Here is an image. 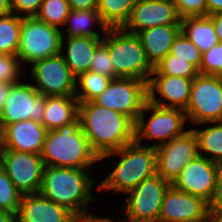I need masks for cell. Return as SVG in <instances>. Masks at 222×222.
Returning a JSON list of instances; mask_svg holds the SVG:
<instances>
[{
  "label": "cell",
  "instance_id": "23",
  "mask_svg": "<svg viewBox=\"0 0 222 222\" xmlns=\"http://www.w3.org/2000/svg\"><path fill=\"white\" fill-rule=\"evenodd\" d=\"M67 55L63 56L72 75L77 79L81 74L90 70L91 62L97 46L102 42L100 38L67 37Z\"/></svg>",
  "mask_w": 222,
  "mask_h": 222
},
{
  "label": "cell",
  "instance_id": "36",
  "mask_svg": "<svg viewBox=\"0 0 222 222\" xmlns=\"http://www.w3.org/2000/svg\"><path fill=\"white\" fill-rule=\"evenodd\" d=\"M20 60L17 55L0 53V82L18 83Z\"/></svg>",
  "mask_w": 222,
  "mask_h": 222
},
{
  "label": "cell",
  "instance_id": "12",
  "mask_svg": "<svg viewBox=\"0 0 222 222\" xmlns=\"http://www.w3.org/2000/svg\"><path fill=\"white\" fill-rule=\"evenodd\" d=\"M0 166L22 195L39 193L45 168L40 154L4 149Z\"/></svg>",
  "mask_w": 222,
  "mask_h": 222
},
{
  "label": "cell",
  "instance_id": "15",
  "mask_svg": "<svg viewBox=\"0 0 222 222\" xmlns=\"http://www.w3.org/2000/svg\"><path fill=\"white\" fill-rule=\"evenodd\" d=\"M158 222H209L208 202L170 185L161 204Z\"/></svg>",
  "mask_w": 222,
  "mask_h": 222
},
{
  "label": "cell",
  "instance_id": "39",
  "mask_svg": "<svg viewBox=\"0 0 222 222\" xmlns=\"http://www.w3.org/2000/svg\"><path fill=\"white\" fill-rule=\"evenodd\" d=\"M208 209L222 211V162L218 163L216 183L211 200L208 203Z\"/></svg>",
  "mask_w": 222,
  "mask_h": 222
},
{
  "label": "cell",
  "instance_id": "14",
  "mask_svg": "<svg viewBox=\"0 0 222 222\" xmlns=\"http://www.w3.org/2000/svg\"><path fill=\"white\" fill-rule=\"evenodd\" d=\"M6 103L0 112V128L6 125L34 120L43 124L45 96L40 95L33 85L25 83L14 84Z\"/></svg>",
  "mask_w": 222,
  "mask_h": 222
},
{
  "label": "cell",
  "instance_id": "44",
  "mask_svg": "<svg viewBox=\"0 0 222 222\" xmlns=\"http://www.w3.org/2000/svg\"><path fill=\"white\" fill-rule=\"evenodd\" d=\"M213 22L215 33L218 37L219 42H222V13L209 15Z\"/></svg>",
  "mask_w": 222,
  "mask_h": 222
},
{
  "label": "cell",
  "instance_id": "38",
  "mask_svg": "<svg viewBox=\"0 0 222 222\" xmlns=\"http://www.w3.org/2000/svg\"><path fill=\"white\" fill-rule=\"evenodd\" d=\"M43 0H11L12 13L26 12L25 16L33 17L40 9Z\"/></svg>",
  "mask_w": 222,
  "mask_h": 222
},
{
  "label": "cell",
  "instance_id": "31",
  "mask_svg": "<svg viewBox=\"0 0 222 222\" xmlns=\"http://www.w3.org/2000/svg\"><path fill=\"white\" fill-rule=\"evenodd\" d=\"M199 70L190 62L182 59H173L172 54H167L155 67L153 75L180 76L184 78H195Z\"/></svg>",
  "mask_w": 222,
  "mask_h": 222
},
{
  "label": "cell",
  "instance_id": "34",
  "mask_svg": "<svg viewBox=\"0 0 222 222\" xmlns=\"http://www.w3.org/2000/svg\"><path fill=\"white\" fill-rule=\"evenodd\" d=\"M199 74L222 77V42L203 53Z\"/></svg>",
  "mask_w": 222,
  "mask_h": 222
},
{
  "label": "cell",
  "instance_id": "18",
  "mask_svg": "<svg viewBox=\"0 0 222 222\" xmlns=\"http://www.w3.org/2000/svg\"><path fill=\"white\" fill-rule=\"evenodd\" d=\"M193 78L180 76L154 75L148 82V101L164 108H178L185 110L190 100ZM157 91L161 98L171 103L168 105L156 98Z\"/></svg>",
  "mask_w": 222,
  "mask_h": 222
},
{
  "label": "cell",
  "instance_id": "43",
  "mask_svg": "<svg viewBox=\"0 0 222 222\" xmlns=\"http://www.w3.org/2000/svg\"><path fill=\"white\" fill-rule=\"evenodd\" d=\"M207 16L222 13V0H206Z\"/></svg>",
  "mask_w": 222,
  "mask_h": 222
},
{
  "label": "cell",
  "instance_id": "32",
  "mask_svg": "<svg viewBox=\"0 0 222 222\" xmlns=\"http://www.w3.org/2000/svg\"><path fill=\"white\" fill-rule=\"evenodd\" d=\"M170 54L173 55V59L186 60L200 70L203 53L182 32L175 38Z\"/></svg>",
  "mask_w": 222,
  "mask_h": 222
},
{
  "label": "cell",
  "instance_id": "3",
  "mask_svg": "<svg viewBox=\"0 0 222 222\" xmlns=\"http://www.w3.org/2000/svg\"><path fill=\"white\" fill-rule=\"evenodd\" d=\"M92 179L87 169L45 166L39 193L75 215L84 214L87 203L94 201Z\"/></svg>",
  "mask_w": 222,
  "mask_h": 222
},
{
  "label": "cell",
  "instance_id": "5",
  "mask_svg": "<svg viewBox=\"0 0 222 222\" xmlns=\"http://www.w3.org/2000/svg\"><path fill=\"white\" fill-rule=\"evenodd\" d=\"M102 39L108 46L109 56L115 68V78L130 77L149 82L154 67L136 34L121 28H108Z\"/></svg>",
  "mask_w": 222,
  "mask_h": 222
},
{
  "label": "cell",
  "instance_id": "35",
  "mask_svg": "<svg viewBox=\"0 0 222 222\" xmlns=\"http://www.w3.org/2000/svg\"><path fill=\"white\" fill-rule=\"evenodd\" d=\"M90 71L115 79V68L109 56L108 46L103 40L95 50Z\"/></svg>",
  "mask_w": 222,
  "mask_h": 222
},
{
  "label": "cell",
  "instance_id": "6",
  "mask_svg": "<svg viewBox=\"0 0 222 222\" xmlns=\"http://www.w3.org/2000/svg\"><path fill=\"white\" fill-rule=\"evenodd\" d=\"M59 28L38 20L35 16H22L17 56L20 61H35L58 55L63 47Z\"/></svg>",
  "mask_w": 222,
  "mask_h": 222
},
{
  "label": "cell",
  "instance_id": "11",
  "mask_svg": "<svg viewBox=\"0 0 222 222\" xmlns=\"http://www.w3.org/2000/svg\"><path fill=\"white\" fill-rule=\"evenodd\" d=\"M171 184L155 175L140 182L126 199L128 222H158L161 204L166 190Z\"/></svg>",
  "mask_w": 222,
  "mask_h": 222
},
{
  "label": "cell",
  "instance_id": "33",
  "mask_svg": "<svg viewBox=\"0 0 222 222\" xmlns=\"http://www.w3.org/2000/svg\"><path fill=\"white\" fill-rule=\"evenodd\" d=\"M22 194L16 189L4 169L0 166V209L16 216Z\"/></svg>",
  "mask_w": 222,
  "mask_h": 222
},
{
  "label": "cell",
  "instance_id": "27",
  "mask_svg": "<svg viewBox=\"0 0 222 222\" xmlns=\"http://www.w3.org/2000/svg\"><path fill=\"white\" fill-rule=\"evenodd\" d=\"M22 24V16L0 17V53L17 55Z\"/></svg>",
  "mask_w": 222,
  "mask_h": 222
},
{
  "label": "cell",
  "instance_id": "25",
  "mask_svg": "<svg viewBox=\"0 0 222 222\" xmlns=\"http://www.w3.org/2000/svg\"><path fill=\"white\" fill-rule=\"evenodd\" d=\"M95 20V21H94ZM71 22L67 28L68 37H91L100 38V35L90 29L92 23L97 22L104 33L108 28L102 22L97 9L93 10H71L66 18L65 24ZM90 26V27H89Z\"/></svg>",
  "mask_w": 222,
  "mask_h": 222
},
{
  "label": "cell",
  "instance_id": "2",
  "mask_svg": "<svg viewBox=\"0 0 222 222\" xmlns=\"http://www.w3.org/2000/svg\"><path fill=\"white\" fill-rule=\"evenodd\" d=\"M40 156L45 166L89 168L100 161L80 127V120L48 130Z\"/></svg>",
  "mask_w": 222,
  "mask_h": 222
},
{
  "label": "cell",
  "instance_id": "45",
  "mask_svg": "<svg viewBox=\"0 0 222 222\" xmlns=\"http://www.w3.org/2000/svg\"><path fill=\"white\" fill-rule=\"evenodd\" d=\"M11 13V0H0V17L10 15Z\"/></svg>",
  "mask_w": 222,
  "mask_h": 222
},
{
  "label": "cell",
  "instance_id": "22",
  "mask_svg": "<svg viewBox=\"0 0 222 222\" xmlns=\"http://www.w3.org/2000/svg\"><path fill=\"white\" fill-rule=\"evenodd\" d=\"M79 101L75 96H45L43 125L54 130L78 118Z\"/></svg>",
  "mask_w": 222,
  "mask_h": 222
},
{
  "label": "cell",
  "instance_id": "47",
  "mask_svg": "<svg viewBox=\"0 0 222 222\" xmlns=\"http://www.w3.org/2000/svg\"><path fill=\"white\" fill-rule=\"evenodd\" d=\"M209 222H222V211L209 210Z\"/></svg>",
  "mask_w": 222,
  "mask_h": 222
},
{
  "label": "cell",
  "instance_id": "37",
  "mask_svg": "<svg viewBox=\"0 0 222 222\" xmlns=\"http://www.w3.org/2000/svg\"><path fill=\"white\" fill-rule=\"evenodd\" d=\"M174 3L181 18L207 15L206 0H174Z\"/></svg>",
  "mask_w": 222,
  "mask_h": 222
},
{
  "label": "cell",
  "instance_id": "24",
  "mask_svg": "<svg viewBox=\"0 0 222 222\" xmlns=\"http://www.w3.org/2000/svg\"><path fill=\"white\" fill-rule=\"evenodd\" d=\"M181 32L192 41L202 53L219 43L213 22L207 15L181 18Z\"/></svg>",
  "mask_w": 222,
  "mask_h": 222
},
{
  "label": "cell",
  "instance_id": "30",
  "mask_svg": "<svg viewBox=\"0 0 222 222\" xmlns=\"http://www.w3.org/2000/svg\"><path fill=\"white\" fill-rule=\"evenodd\" d=\"M70 11L68 0H43L35 17L48 25L58 28L59 25L65 24Z\"/></svg>",
  "mask_w": 222,
  "mask_h": 222
},
{
  "label": "cell",
  "instance_id": "9",
  "mask_svg": "<svg viewBox=\"0 0 222 222\" xmlns=\"http://www.w3.org/2000/svg\"><path fill=\"white\" fill-rule=\"evenodd\" d=\"M152 111L148 122L144 112ZM187 121L185 111L178 108H164L146 102L135 122V142L140 144L143 138L158 139L160 144L169 142L171 139L182 135V130Z\"/></svg>",
  "mask_w": 222,
  "mask_h": 222
},
{
  "label": "cell",
  "instance_id": "48",
  "mask_svg": "<svg viewBox=\"0 0 222 222\" xmlns=\"http://www.w3.org/2000/svg\"><path fill=\"white\" fill-rule=\"evenodd\" d=\"M3 150H4V146H3V134H2V129L0 128V163H1V158H2Z\"/></svg>",
  "mask_w": 222,
  "mask_h": 222
},
{
  "label": "cell",
  "instance_id": "29",
  "mask_svg": "<svg viewBox=\"0 0 222 222\" xmlns=\"http://www.w3.org/2000/svg\"><path fill=\"white\" fill-rule=\"evenodd\" d=\"M76 81L80 85L82 93H75L79 102H91L97 98L109 85L110 79L105 75L93 71H87L81 74Z\"/></svg>",
  "mask_w": 222,
  "mask_h": 222
},
{
  "label": "cell",
  "instance_id": "17",
  "mask_svg": "<svg viewBox=\"0 0 222 222\" xmlns=\"http://www.w3.org/2000/svg\"><path fill=\"white\" fill-rule=\"evenodd\" d=\"M218 163L210 161L199 153L181 171L172 184L176 189L203 198L209 203L211 200L217 174Z\"/></svg>",
  "mask_w": 222,
  "mask_h": 222
},
{
  "label": "cell",
  "instance_id": "4",
  "mask_svg": "<svg viewBox=\"0 0 222 222\" xmlns=\"http://www.w3.org/2000/svg\"><path fill=\"white\" fill-rule=\"evenodd\" d=\"M119 154L121 160L109 176L102 181L98 191L109 189L114 192H129L140 182L155 176L156 150L154 146H141L133 142L117 151L107 153L100 160L109 157L113 153Z\"/></svg>",
  "mask_w": 222,
  "mask_h": 222
},
{
  "label": "cell",
  "instance_id": "41",
  "mask_svg": "<svg viewBox=\"0 0 222 222\" xmlns=\"http://www.w3.org/2000/svg\"><path fill=\"white\" fill-rule=\"evenodd\" d=\"M73 222H114L109 218H100L93 215L90 216L88 213L75 215ZM124 222V221H123Z\"/></svg>",
  "mask_w": 222,
  "mask_h": 222
},
{
  "label": "cell",
  "instance_id": "20",
  "mask_svg": "<svg viewBox=\"0 0 222 222\" xmlns=\"http://www.w3.org/2000/svg\"><path fill=\"white\" fill-rule=\"evenodd\" d=\"M47 131L31 119L6 125L2 129L4 149L40 154Z\"/></svg>",
  "mask_w": 222,
  "mask_h": 222
},
{
  "label": "cell",
  "instance_id": "46",
  "mask_svg": "<svg viewBox=\"0 0 222 222\" xmlns=\"http://www.w3.org/2000/svg\"><path fill=\"white\" fill-rule=\"evenodd\" d=\"M0 222H16L15 215L0 209Z\"/></svg>",
  "mask_w": 222,
  "mask_h": 222
},
{
  "label": "cell",
  "instance_id": "13",
  "mask_svg": "<svg viewBox=\"0 0 222 222\" xmlns=\"http://www.w3.org/2000/svg\"><path fill=\"white\" fill-rule=\"evenodd\" d=\"M31 74L37 82L33 86L43 96H75L76 78L72 75L62 54L32 63Z\"/></svg>",
  "mask_w": 222,
  "mask_h": 222
},
{
  "label": "cell",
  "instance_id": "16",
  "mask_svg": "<svg viewBox=\"0 0 222 222\" xmlns=\"http://www.w3.org/2000/svg\"><path fill=\"white\" fill-rule=\"evenodd\" d=\"M168 24H181L174 0H136L122 28L136 34L141 30Z\"/></svg>",
  "mask_w": 222,
  "mask_h": 222
},
{
  "label": "cell",
  "instance_id": "10",
  "mask_svg": "<svg viewBox=\"0 0 222 222\" xmlns=\"http://www.w3.org/2000/svg\"><path fill=\"white\" fill-rule=\"evenodd\" d=\"M156 150V173L171 185L182 169L199 156L198 140L193 131L185 132L164 144L154 145Z\"/></svg>",
  "mask_w": 222,
  "mask_h": 222
},
{
  "label": "cell",
  "instance_id": "21",
  "mask_svg": "<svg viewBox=\"0 0 222 222\" xmlns=\"http://www.w3.org/2000/svg\"><path fill=\"white\" fill-rule=\"evenodd\" d=\"M181 32V24L155 26L136 33L150 64L155 67L167 54L175 38Z\"/></svg>",
  "mask_w": 222,
  "mask_h": 222
},
{
  "label": "cell",
  "instance_id": "26",
  "mask_svg": "<svg viewBox=\"0 0 222 222\" xmlns=\"http://www.w3.org/2000/svg\"><path fill=\"white\" fill-rule=\"evenodd\" d=\"M136 0H99L97 11L107 28H121L128 21Z\"/></svg>",
  "mask_w": 222,
  "mask_h": 222
},
{
  "label": "cell",
  "instance_id": "19",
  "mask_svg": "<svg viewBox=\"0 0 222 222\" xmlns=\"http://www.w3.org/2000/svg\"><path fill=\"white\" fill-rule=\"evenodd\" d=\"M75 214L40 193L22 195L16 222H73Z\"/></svg>",
  "mask_w": 222,
  "mask_h": 222
},
{
  "label": "cell",
  "instance_id": "7",
  "mask_svg": "<svg viewBox=\"0 0 222 222\" xmlns=\"http://www.w3.org/2000/svg\"><path fill=\"white\" fill-rule=\"evenodd\" d=\"M184 111L194 124L222 122V77L198 74L193 78Z\"/></svg>",
  "mask_w": 222,
  "mask_h": 222
},
{
  "label": "cell",
  "instance_id": "40",
  "mask_svg": "<svg viewBox=\"0 0 222 222\" xmlns=\"http://www.w3.org/2000/svg\"><path fill=\"white\" fill-rule=\"evenodd\" d=\"M71 10L97 9L98 0H68Z\"/></svg>",
  "mask_w": 222,
  "mask_h": 222
},
{
  "label": "cell",
  "instance_id": "1",
  "mask_svg": "<svg viewBox=\"0 0 222 222\" xmlns=\"http://www.w3.org/2000/svg\"><path fill=\"white\" fill-rule=\"evenodd\" d=\"M80 127L92 150L101 156L135 142V122L128 116L91 102H79Z\"/></svg>",
  "mask_w": 222,
  "mask_h": 222
},
{
  "label": "cell",
  "instance_id": "28",
  "mask_svg": "<svg viewBox=\"0 0 222 222\" xmlns=\"http://www.w3.org/2000/svg\"><path fill=\"white\" fill-rule=\"evenodd\" d=\"M218 125L205 128L200 131L193 129L197 140L199 151L211 153L212 157H207L210 161L220 163L222 162V122H217Z\"/></svg>",
  "mask_w": 222,
  "mask_h": 222
},
{
  "label": "cell",
  "instance_id": "42",
  "mask_svg": "<svg viewBox=\"0 0 222 222\" xmlns=\"http://www.w3.org/2000/svg\"><path fill=\"white\" fill-rule=\"evenodd\" d=\"M16 83H5L0 82V112L4 108V105L6 103L5 99L10 94L12 86Z\"/></svg>",
  "mask_w": 222,
  "mask_h": 222
},
{
  "label": "cell",
  "instance_id": "8",
  "mask_svg": "<svg viewBox=\"0 0 222 222\" xmlns=\"http://www.w3.org/2000/svg\"><path fill=\"white\" fill-rule=\"evenodd\" d=\"M148 101V83L136 78L112 79L107 88L93 100L101 107L115 110L137 121Z\"/></svg>",
  "mask_w": 222,
  "mask_h": 222
}]
</instances>
